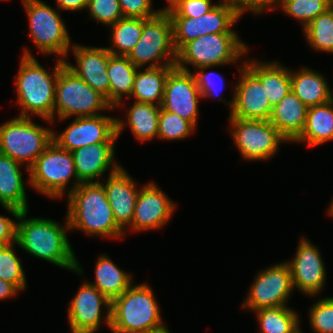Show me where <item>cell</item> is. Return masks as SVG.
<instances>
[{
  "mask_svg": "<svg viewBox=\"0 0 333 333\" xmlns=\"http://www.w3.org/2000/svg\"><path fill=\"white\" fill-rule=\"evenodd\" d=\"M217 4L212 0H171L164 8L170 17H200Z\"/></svg>",
  "mask_w": 333,
  "mask_h": 333,
  "instance_id": "40",
  "label": "cell"
},
{
  "mask_svg": "<svg viewBox=\"0 0 333 333\" xmlns=\"http://www.w3.org/2000/svg\"><path fill=\"white\" fill-rule=\"evenodd\" d=\"M70 303L68 321L72 333H95L103 319L110 328L111 301L96 287L85 281ZM103 305L107 310L101 317Z\"/></svg>",
  "mask_w": 333,
  "mask_h": 333,
  "instance_id": "15",
  "label": "cell"
},
{
  "mask_svg": "<svg viewBox=\"0 0 333 333\" xmlns=\"http://www.w3.org/2000/svg\"><path fill=\"white\" fill-rule=\"evenodd\" d=\"M161 106L135 101L129 108L126 125L141 142L158 138V121Z\"/></svg>",
  "mask_w": 333,
  "mask_h": 333,
  "instance_id": "31",
  "label": "cell"
},
{
  "mask_svg": "<svg viewBox=\"0 0 333 333\" xmlns=\"http://www.w3.org/2000/svg\"><path fill=\"white\" fill-rule=\"evenodd\" d=\"M265 86L266 95L274 107L291 90V70L279 62L248 60L243 63Z\"/></svg>",
  "mask_w": 333,
  "mask_h": 333,
  "instance_id": "25",
  "label": "cell"
},
{
  "mask_svg": "<svg viewBox=\"0 0 333 333\" xmlns=\"http://www.w3.org/2000/svg\"><path fill=\"white\" fill-rule=\"evenodd\" d=\"M240 18L237 8L228 1H221L200 17H171L175 49L178 52L186 43L203 35L236 33L231 27Z\"/></svg>",
  "mask_w": 333,
  "mask_h": 333,
  "instance_id": "13",
  "label": "cell"
},
{
  "mask_svg": "<svg viewBox=\"0 0 333 333\" xmlns=\"http://www.w3.org/2000/svg\"><path fill=\"white\" fill-rule=\"evenodd\" d=\"M127 57L140 69L148 63L147 67L176 65L173 23L164 8L155 17L143 19L141 37ZM164 59H167L166 62Z\"/></svg>",
  "mask_w": 333,
  "mask_h": 333,
  "instance_id": "9",
  "label": "cell"
},
{
  "mask_svg": "<svg viewBox=\"0 0 333 333\" xmlns=\"http://www.w3.org/2000/svg\"><path fill=\"white\" fill-rule=\"evenodd\" d=\"M124 122L104 114L76 117L59 135L53 131L52 139L70 152L91 144L115 142L124 129Z\"/></svg>",
  "mask_w": 333,
  "mask_h": 333,
  "instance_id": "12",
  "label": "cell"
},
{
  "mask_svg": "<svg viewBox=\"0 0 333 333\" xmlns=\"http://www.w3.org/2000/svg\"><path fill=\"white\" fill-rule=\"evenodd\" d=\"M131 278V274L118 268L107 255H101L95 266V283H88L112 301L132 285Z\"/></svg>",
  "mask_w": 333,
  "mask_h": 333,
  "instance_id": "30",
  "label": "cell"
},
{
  "mask_svg": "<svg viewBox=\"0 0 333 333\" xmlns=\"http://www.w3.org/2000/svg\"><path fill=\"white\" fill-rule=\"evenodd\" d=\"M53 129L35 124L31 117H15L0 125V153L26 164L27 171L53 141Z\"/></svg>",
  "mask_w": 333,
  "mask_h": 333,
  "instance_id": "8",
  "label": "cell"
},
{
  "mask_svg": "<svg viewBox=\"0 0 333 333\" xmlns=\"http://www.w3.org/2000/svg\"><path fill=\"white\" fill-rule=\"evenodd\" d=\"M314 244L301 238L295 257L287 261L289 265L293 289H298L305 295H319L326 279V268L321 254Z\"/></svg>",
  "mask_w": 333,
  "mask_h": 333,
  "instance_id": "18",
  "label": "cell"
},
{
  "mask_svg": "<svg viewBox=\"0 0 333 333\" xmlns=\"http://www.w3.org/2000/svg\"><path fill=\"white\" fill-rule=\"evenodd\" d=\"M112 109L115 108L103 95L92 89L66 64L60 69L56 82L54 118L57 116L63 121L71 116H97L100 111Z\"/></svg>",
  "mask_w": 333,
  "mask_h": 333,
  "instance_id": "7",
  "label": "cell"
},
{
  "mask_svg": "<svg viewBox=\"0 0 333 333\" xmlns=\"http://www.w3.org/2000/svg\"><path fill=\"white\" fill-rule=\"evenodd\" d=\"M103 185L107 200L111 206L117 226L124 232L130 227L134 216L139 189L136 182L121 166L115 173L108 176Z\"/></svg>",
  "mask_w": 333,
  "mask_h": 333,
  "instance_id": "21",
  "label": "cell"
},
{
  "mask_svg": "<svg viewBox=\"0 0 333 333\" xmlns=\"http://www.w3.org/2000/svg\"><path fill=\"white\" fill-rule=\"evenodd\" d=\"M65 65L58 58L54 70L50 73L32 55L24 49L18 75H16L17 103L22 108L21 117L37 115L50 123L54 122V104L56 82L60 69Z\"/></svg>",
  "mask_w": 333,
  "mask_h": 333,
  "instance_id": "2",
  "label": "cell"
},
{
  "mask_svg": "<svg viewBox=\"0 0 333 333\" xmlns=\"http://www.w3.org/2000/svg\"><path fill=\"white\" fill-rule=\"evenodd\" d=\"M67 219L72 229L92 236L121 238L125 234L116 224L107 195L100 182L81 183L67 194Z\"/></svg>",
  "mask_w": 333,
  "mask_h": 333,
  "instance_id": "3",
  "label": "cell"
},
{
  "mask_svg": "<svg viewBox=\"0 0 333 333\" xmlns=\"http://www.w3.org/2000/svg\"><path fill=\"white\" fill-rule=\"evenodd\" d=\"M77 65L65 60L66 66L84 80L92 89L103 95L109 103V78L107 69L111 53L105 47H87L73 44Z\"/></svg>",
  "mask_w": 333,
  "mask_h": 333,
  "instance_id": "20",
  "label": "cell"
},
{
  "mask_svg": "<svg viewBox=\"0 0 333 333\" xmlns=\"http://www.w3.org/2000/svg\"><path fill=\"white\" fill-rule=\"evenodd\" d=\"M20 292L13 284L0 279V300L13 297Z\"/></svg>",
  "mask_w": 333,
  "mask_h": 333,
  "instance_id": "46",
  "label": "cell"
},
{
  "mask_svg": "<svg viewBox=\"0 0 333 333\" xmlns=\"http://www.w3.org/2000/svg\"><path fill=\"white\" fill-rule=\"evenodd\" d=\"M15 244L0 247V279L13 284L19 291L26 287V276L21 265V260L17 257Z\"/></svg>",
  "mask_w": 333,
  "mask_h": 333,
  "instance_id": "36",
  "label": "cell"
},
{
  "mask_svg": "<svg viewBox=\"0 0 333 333\" xmlns=\"http://www.w3.org/2000/svg\"><path fill=\"white\" fill-rule=\"evenodd\" d=\"M175 65L146 67L136 72L131 97L137 102L153 103L161 106L164 96L165 82L169 72Z\"/></svg>",
  "mask_w": 333,
  "mask_h": 333,
  "instance_id": "29",
  "label": "cell"
},
{
  "mask_svg": "<svg viewBox=\"0 0 333 333\" xmlns=\"http://www.w3.org/2000/svg\"><path fill=\"white\" fill-rule=\"evenodd\" d=\"M144 333H170V330L167 329V327L164 328H160L154 331H150V332H144Z\"/></svg>",
  "mask_w": 333,
  "mask_h": 333,
  "instance_id": "47",
  "label": "cell"
},
{
  "mask_svg": "<svg viewBox=\"0 0 333 333\" xmlns=\"http://www.w3.org/2000/svg\"><path fill=\"white\" fill-rule=\"evenodd\" d=\"M88 0H56L59 10L80 11L87 8Z\"/></svg>",
  "mask_w": 333,
  "mask_h": 333,
  "instance_id": "45",
  "label": "cell"
},
{
  "mask_svg": "<svg viewBox=\"0 0 333 333\" xmlns=\"http://www.w3.org/2000/svg\"><path fill=\"white\" fill-rule=\"evenodd\" d=\"M137 68L127 56H109L107 75L109 78V104L113 108L121 107L123 95L131 96Z\"/></svg>",
  "mask_w": 333,
  "mask_h": 333,
  "instance_id": "28",
  "label": "cell"
},
{
  "mask_svg": "<svg viewBox=\"0 0 333 333\" xmlns=\"http://www.w3.org/2000/svg\"><path fill=\"white\" fill-rule=\"evenodd\" d=\"M253 312L258 318L260 333H302L299 315L287 305Z\"/></svg>",
  "mask_w": 333,
  "mask_h": 333,
  "instance_id": "32",
  "label": "cell"
},
{
  "mask_svg": "<svg viewBox=\"0 0 333 333\" xmlns=\"http://www.w3.org/2000/svg\"><path fill=\"white\" fill-rule=\"evenodd\" d=\"M325 77L310 68L291 71V90L307 106L322 105L331 101V89Z\"/></svg>",
  "mask_w": 333,
  "mask_h": 333,
  "instance_id": "26",
  "label": "cell"
},
{
  "mask_svg": "<svg viewBox=\"0 0 333 333\" xmlns=\"http://www.w3.org/2000/svg\"><path fill=\"white\" fill-rule=\"evenodd\" d=\"M202 98L192 71L176 66L169 72L161 108L175 113L197 126L198 101Z\"/></svg>",
  "mask_w": 333,
  "mask_h": 333,
  "instance_id": "17",
  "label": "cell"
},
{
  "mask_svg": "<svg viewBox=\"0 0 333 333\" xmlns=\"http://www.w3.org/2000/svg\"><path fill=\"white\" fill-rule=\"evenodd\" d=\"M110 27L112 45L108 51L115 56H128L141 37L143 19L124 17Z\"/></svg>",
  "mask_w": 333,
  "mask_h": 333,
  "instance_id": "33",
  "label": "cell"
},
{
  "mask_svg": "<svg viewBox=\"0 0 333 333\" xmlns=\"http://www.w3.org/2000/svg\"><path fill=\"white\" fill-rule=\"evenodd\" d=\"M86 9L97 23L107 26L124 18L119 0H88Z\"/></svg>",
  "mask_w": 333,
  "mask_h": 333,
  "instance_id": "39",
  "label": "cell"
},
{
  "mask_svg": "<svg viewBox=\"0 0 333 333\" xmlns=\"http://www.w3.org/2000/svg\"><path fill=\"white\" fill-rule=\"evenodd\" d=\"M21 165L23 164L0 153V204L16 220L21 211H28Z\"/></svg>",
  "mask_w": 333,
  "mask_h": 333,
  "instance_id": "23",
  "label": "cell"
},
{
  "mask_svg": "<svg viewBox=\"0 0 333 333\" xmlns=\"http://www.w3.org/2000/svg\"><path fill=\"white\" fill-rule=\"evenodd\" d=\"M175 209L176 204L155 183H146L139 190L130 228L137 232L163 227Z\"/></svg>",
  "mask_w": 333,
  "mask_h": 333,
  "instance_id": "19",
  "label": "cell"
},
{
  "mask_svg": "<svg viewBox=\"0 0 333 333\" xmlns=\"http://www.w3.org/2000/svg\"><path fill=\"white\" fill-rule=\"evenodd\" d=\"M330 7L332 0H283L281 5L282 11L300 21L303 29Z\"/></svg>",
  "mask_w": 333,
  "mask_h": 333,
  "instance_id": "35",
  "label": "cell"
},
{
  "mask_svg": "<svg viewBox=\"0 0 333 333\" xmlns=\"http://www.w3.org/2000/svg\"><path fill=\"white\" fill-rule=\"evenodd\" d=\"M248 50L237 33L207 34L186 43L177 52L175 66L184 71H190L188 64L196 71L207 66H222L238 61Z\"/></svg>",
  "mask_w": 333,
  "mask_h": 333,
  "instance_id": "5",
  "label": "cell"
},
{
  "mask_svg": "<svg viewBox=\"0 0 333 333\" xmlns=\"http://www.w3.org/2000/svg\"><path fill=\"white\" fill-rule=\"evenodd\" d=\"M229 130L243 159L269 160L287 140L269 120L230 118Z\"/></svg>",
  "mask_w": 333,
  "mask_h": 333,
  "instance_id": "11",
  "label": "cell"
},
{
  "mask_svg": "<svg viewBox=\"0 0 333 333\" xmlns=\"http://www.w3.org/2000/svg\"><path fill=\"white\" fill-rule=\"evenodd\" d=\"M122 14L126 18L150 19L163 9H152V0H119Z\"/></svg>",
  "mask_w": 333,
  "mask_h": 333,
  "instance_id": "42",
  "label": "cell"
},
{
  "mask_svg": "<svg viewBox=\"0 0 333 333\" xmlns=\"http://www.w3.org/2000/svg\"><path fill=\"white\" fill-rule=\"evenodd\" d=\"M309 321L316 333H333V297H325L309 310Z\"/></svg>",
  "mask_w": 333,
  "mask_h": 333,
  "instance_id": "38",
  "label": "cell"
},
{
  "mask_svg": "<svg viewBox=\"0 0 333 333\" xmlns=\"http://www.w3.org/2000/svg\"><path fill=\"white\" fill-rule=\"evenodd\" d=\"M17 233V222L8 217L0 215V247L15 244Z\"/></svg>",
  "mask_w": 333,
  "mask_h": 333,
  "instance_id": "44",
  "label": "cell"
},
{
  "mask_svg": "<svg viewBox=\"0 0 333 333\" xmlns=\"http://www.w3.org/2000/svg\"><path fill=\"white\" fill-rule=\"evenodd\" d=\"M231 3L242 16L246 10L252 11L256 15L264 12V10H274L276 5H279L277 7H281L283 0H233Z\"/></svg>",
  "mask_w": 333,
  "mask_h": 333,
  "instance_id": "43",
  "label": "cell"
},
{
  "mask_svg": "<svg viewBox=\"0 0 333 333\" xmlns=\"http://www.w3.org/2000/svg\"><path fill=\"white\" fill-rule=\"evenodd\" d=\"M26 216L27 210H24L17 218L16 244L37 258L82 274L67 238L66 231L70 230L67 216L64 226L51 219H27Z\"/></svg>",
  "mask_w": 333,
  "mask_h": 333,
  "instance_id": "1",
  "label": "cell"
},
{
  "mask_svg": "<svg viewBox=\"0 0 333 333\" xmlns=\"http://www.w3.org/2000/svg\"><path fill=\"white\" fill-rule=\"evenodd\" d=\"M22 3L29 20V34L37 49L65 61L71 41L59 12L41 0H22Z\"/></svg>",
  "mask_w": 333,
  "mask_h": 333,
  "instance_id": "10",
  "label": "cell"
},
{
  "mask_svg": "<svg viewBox=\"0 0 333 333\" xmlns=\"http://www.w3.org/2000/svg\"><path fill=\"white\" fill-rule=\"evenodd\" d=\"M333 140V92L331 101L308 107L306 124L301 135L294 141L310 147Z\"/></svg>",
  "mask_w": 333,
  "mask_h": 333,
  "instance_id": "27",
  "label": "cell"
},
{
  "mask_svg": "<svg viewBox=\"0 0 333 333\" xmlns=\"http://www.w3.org/2000/svg\"><path fill=\"white\" fill-rule=\"evenodd\" d=\"M248 291L242 308L256 311L262 308L286 306L293 292L289 265L283 262L262 270L255 276Z\"/></svg>",
  "mask_w": 333,
  "mask_h": 333,
  "instance_id": "14",
  "label": "cell"
},
{
  "mask_svg": "<svg viewBox=\"0 0 333 333\" xmlns=\"http://www.w3.org/2000/svg\"><path fill=\"white\" fill-rule=\"evenodd\" d=\"M240 77L234 86V96L229 118L269 120L273 106L260 80L244 65L240 66Z\"/></svg>",
  "mask_w": 333,
  "mask_h": 333,
  "instance_id": "16",
  "label": "cell"
},
{
  "mask_svg": "<svg viewBox=\"0 0 333 333\" xmlns=\"http://www.w3.org/2000/svg\"><path fill=\"white\" fill-rule=\"evenodd\" d=\"M220 1H228V2H232L233 0H220Z\"/></svg>",
  "mask_w": 333,
  "mask_h": 333,
  "instance_id": "49",
  "label": "cell"
},
{
  "mask_svg": "<svg viewBox=\"0 0 333 333\" xmlns=\"http://www.w3.org/2000/svg\"><path fill=\"white\" fill-rule=\"evenodd\" d=\"M114 149L115 142H103L72 151L78 179L82 183L100 182L98 178L102 177L108 168H111L109 175L115 173L121 166L114 160Z\"/></svg>",
  "mask_w": 333,
  "mask_h": 333,
  "instance_id": "22",
  "label": "cell"
},
{
  "mask_svg": "<svg viewBox=\"0 0 333 333\" xmlns=\"http://www.w3.org/2000/svg\"><path fill=\"white\" fill-rule=\"evenodd\" d=\"M208 68H211V66L199 68L200 71L198 70L195 74L193 73L202 98L220 95L224 88V79L220 74L216 72L204 73V70H207Z\"/></svg>",
  "mask_w": 333,
  "mask_h": 333,
  "instance_id": "41",
  "label": "cell"
},
{
  "mask_svg": "<svg viewBox=\"0 0 333 333\" xmlns=\"http://www.w3.org/2000/svg\"><path fill=\"white\" fill-rule=\"evenodd\" d=\"M303 31L309 46L318 51L333 53V7L318 15Z\"/></svg>",
  "mask_w": 333,
  "mask_h": 333,
  "instance_id": "34",
  "label": "cell"
},
{
  "mask_svg": "<svg viewBox=\"0 0 333 333\" xmlns=\"http://www.w3.org/2000/svg\"><path fill=\"white\" fill-rule=\"evenodd\" d=\"M152 288L131 285L111 301L110 329L113 333H144L166 327Z\"/></svg>",
  "mask_w": 333,
  "mask_h": 333,
  "instance_id": "4",
  "label": "cell"
},
{
  "mask_svg": "<svg viewBox=\"0 0 333 333\" xmlns=\"http://www.w3.org/2000/svg\"><path fill=\"white\" fill-rule=\"evenodd\" d=\"M29 176L32 188L53 199L64 196L70 178L75 182L68 194L82 183L77 177L71 152L53 141L29 168Z\"/></svg>",
  "mask_w": 333,
  "mask_h": 333,
  "instance_id": "6",
  "label": "cell"
},
{
  "mask_svg": "<svg viewBox=\"0 0 333 333\" xmlns=\"http://www.w3.org/2000/svg\"><path fill=\"white\" fill-rule=\"evenodd\" d=\"M328 214L333 217V199L330 203V207L328 208Z\"/></svg>",
  "mask_w": 333,
  "mask_h": 333,
  "instance_id": "48",
  "label": "cell"
},
{
  "mask_svg": "<svg viewBox=\"0 0 333 333\" xmlns=\"http://www.w3.org/2000/svg\"><path fill=\"white\" fill-rule=\"evenodd\" d=\"M196 127L179 115L160 109L158 121V138L180 140L188 137Z\"/></svg>",
  "mask_w": 333,
  "mask_h": 333,
  "instance_id": "37",
  "label": "cell"
},
{
  "mask_svg": "<svg viewBox=\"0 0 333 333\" xmlns=\"http://www.w3.org/2000/svg\"><path fill=\"white\" fill-rule=\"evenodd\" d=\"M307 111L308 107L290 90L273 107L269 121L288 142H294L303 132Z\"/></svg>",
  "mask_w": 333,
  "mask_h": 333,
  "instance_id": "24",
  "label": "cell"
}]
</instances>
